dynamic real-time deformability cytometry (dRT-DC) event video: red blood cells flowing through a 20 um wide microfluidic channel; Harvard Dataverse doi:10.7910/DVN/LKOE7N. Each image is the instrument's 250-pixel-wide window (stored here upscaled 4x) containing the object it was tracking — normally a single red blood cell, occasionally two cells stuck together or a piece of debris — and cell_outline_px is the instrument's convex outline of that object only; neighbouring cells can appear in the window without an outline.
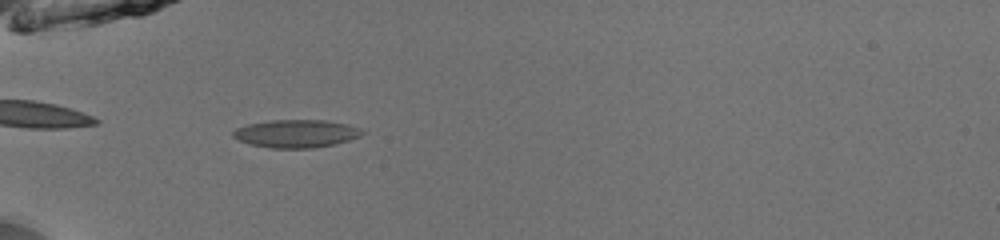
{"species": "common noctule bat (a hibernating species)", "species_latin": "Nyctalus noctula", "temperature_condition": "room temperature", "stored_images_in_passage": 31, "camera_frame_rate_fps": 3000, "um_per_image_px": 0.085, "animal": {"sex": "male", "body_mass_g": 13.0, "forearm_length_mm": 53.1}, "frame": {"image": 1, "passage_image": 2, "time_ms": 0.333, "image_size_px": [1000, 240], "cell_outline_px": [[364, 132], [360, 136], [336, 144], [312, 148], [272, 148], [248, 144], [232, 136], [232, 132], [236, 128], [248, 124], [272, 120], [324, 120], [348, 124], [360, 128]], "centroid_in_image_um": [25.17, 11.35], "position_along_channel_um": 59.8, "area_um2": 20.98}}
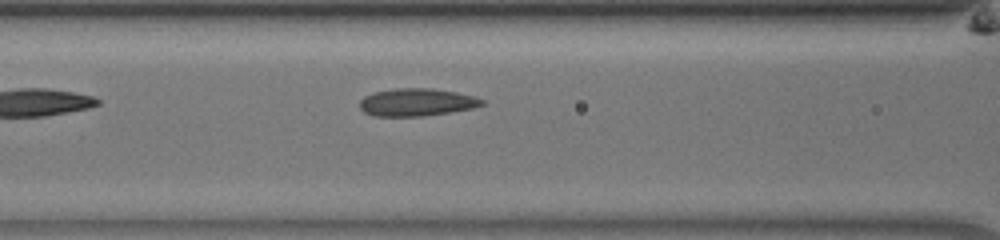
{"frame": {"image": 2, "passage_image": 8, "time_ms": 2.333, "image_size_px": [1000, 240], "cell_outline_px": [[484, 104], [472, 108], [424, 116], [372, 116], [364, 112], [360, 108], [360, 100], [364, 96], [376, 92], [396, 88], [432, 88], [456, 92], [476, 96], [484, 100]], "centroid_in_image_um": [35.42, 8.69], "position_along_channel_um": 131.2, "area_um2": 19.65}}
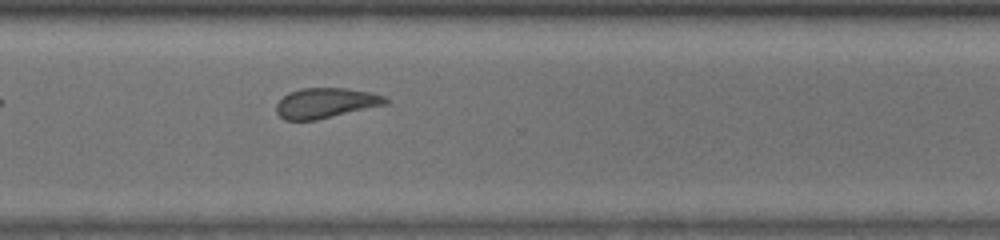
{"frame": {"image": 3, "passage_image": 24, "time_ms": 7.667, "image_size_px": [1000, 240], "cell_outline_px": [[388, 104], [316, 120], [284, 120], [276, 112], [276, 104], [288, 92], [304, 88], [344, 88], [368, 92], [384, 96], [388, 100]], "centroid_in_image_um": [27.67, 8.76], "position_along_channel_um": 342.9, "area_um2": 19.07}, "authors_computed_cell_mechanics": {"area_um2": 19.652, "velocity_mm_per_s": 3.9759, "shape_relaxation_time_tau1_ms": 4.594, "shape_relaxation_time_tau2_ms": 2.441, "deformation_change_tau1": 0.0925, "deformation_change_tau2": 0.0817}}